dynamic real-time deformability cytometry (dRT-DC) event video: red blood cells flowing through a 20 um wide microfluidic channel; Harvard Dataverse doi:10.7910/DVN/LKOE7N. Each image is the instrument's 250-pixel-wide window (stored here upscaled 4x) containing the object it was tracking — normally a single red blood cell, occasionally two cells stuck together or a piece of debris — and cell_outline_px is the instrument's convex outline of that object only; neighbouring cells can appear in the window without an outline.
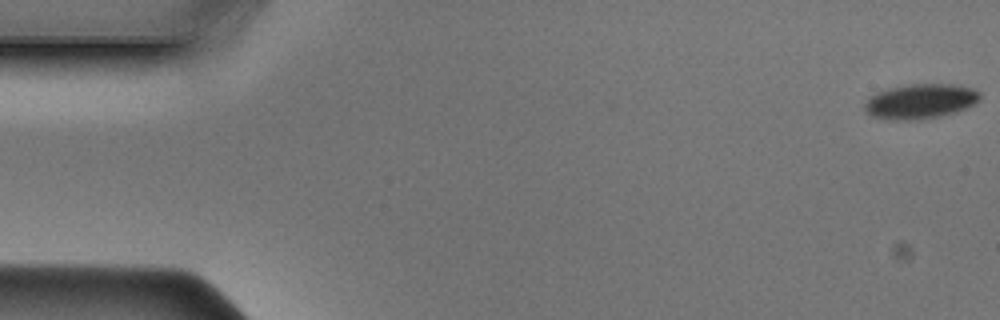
{"species": "Egyptian fruit bat (a non-hibernating species)", "species_latin": "Rousettus aegyptiacus", "temperature_condition": "cold", "stored_images_in_passage": 48, "camera_frame_rate_fps": 3000, "um_per_image_px": 0.085, "animal": {"sex": "male"}, "frame": {"image": 1, "passage_image": 1, "time_ms": 0.0, "image_size_px": [1000, 320], "cell_outline_px": [[980, 100], [976, 104], [956, 112], [916, 120], [884, 120], [872, 116], [864, 108], [864, 104], [876, 92], [892, 88], [912, 84], [948, 84], [972, 88], [980, 92]], "centroid_in_image_um": [78.25, 8.62], "position_along_channel_um": 6.8, "area_um2": 23.24}}
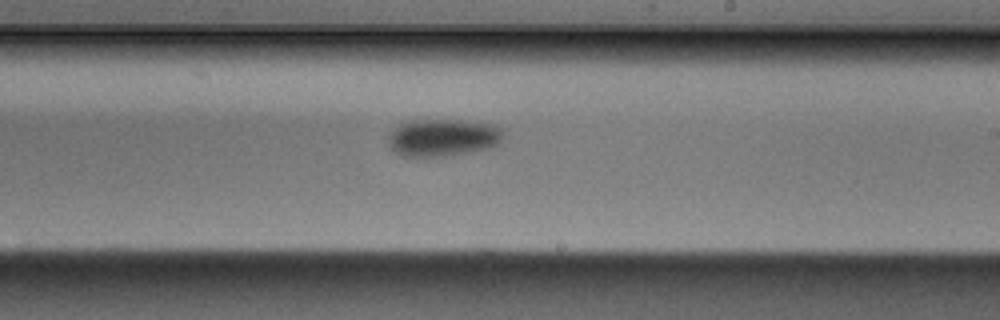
{"frame": {"image": 2, "passage_image": 28, "time_ms": 9.0, "image_size_px": [1000, 320], "cell_outline_px": [[504, 136], [496, 144], [484, 148], [444, 156], [404, 156], [396, 152], [392, 148], [388, 140], [388, 136], [400, 124], [412, 120], [460, 120], [496, 124], [500, 128]], "centroid_in_image_um": [37.64, 11.67], "position_along_channel_um": 251.4, "area_um2": 24.51}}
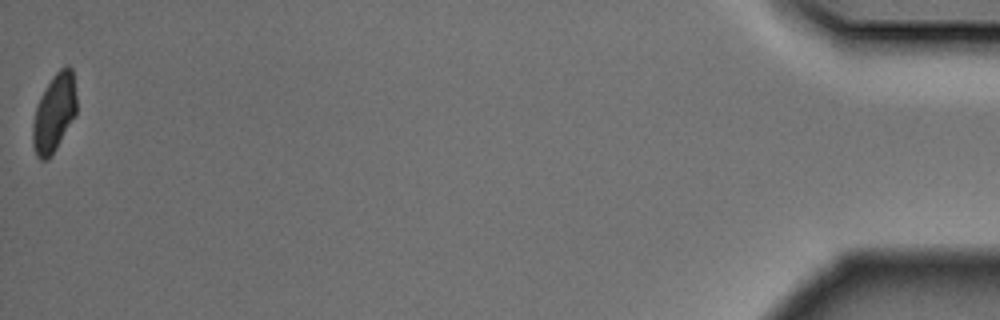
{"frame": {"image": 3, "passage_image": 48, "time_ms": 15.667, "image_size_px": [1000, 320], "cell_outline_px": [[76, 116], [56, 148], [48, 160], [40, 160], [36, 156], [32, 144], [32, 124], [36, 108], [52, 76], [60, 68], [68, 64], [72, 68], [76, 96]], "centroid_in_image_um": [4.61, 9.62], "position_along_channel_um": 430.6, "area_um2": 19.88}}